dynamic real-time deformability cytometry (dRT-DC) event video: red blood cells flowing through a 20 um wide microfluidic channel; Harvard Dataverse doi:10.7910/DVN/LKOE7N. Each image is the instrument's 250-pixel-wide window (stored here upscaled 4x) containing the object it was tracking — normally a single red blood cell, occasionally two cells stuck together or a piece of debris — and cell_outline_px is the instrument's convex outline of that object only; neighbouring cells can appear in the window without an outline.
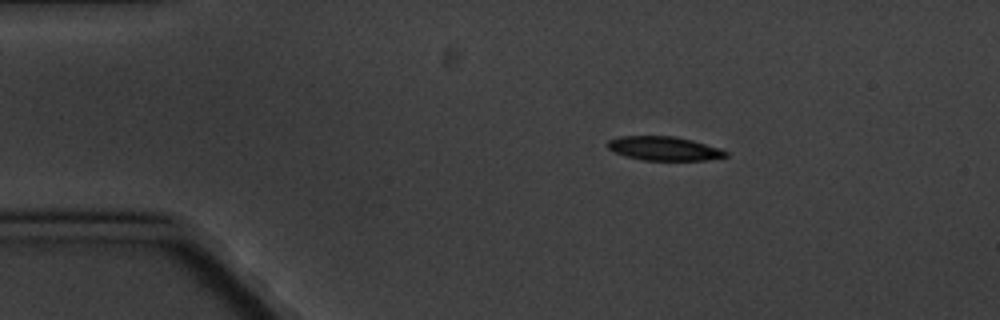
{"species": "common noctule bat (a hibernating species)", "species_latin": "Nyctalus noctula", "temperature_condition": "cold", "stored_images_in_passage": 5, "camera_frame_rate_fps": 3000, "um_per_image_px": 0.085, "animal": {"sex": "male", "body_mass_g": 20.1, "forearm_length_mm": 53.5}, "frame": {"image": 1, "passage_image": 3, "time_ms": 2.333, "image_size_px": [1000, 320], "cell_outline_px": [[728, 156], [704, 160], [644, 160], [624, 156], [608, 148], [608, 140], [620, 136], [676, 136], [692, 140], [720, 148], [728, 152]], "centroid_in_image_um": [56.45, 12.62], "position_along_channel_um": 28.5, "area_um2": 16.42}}